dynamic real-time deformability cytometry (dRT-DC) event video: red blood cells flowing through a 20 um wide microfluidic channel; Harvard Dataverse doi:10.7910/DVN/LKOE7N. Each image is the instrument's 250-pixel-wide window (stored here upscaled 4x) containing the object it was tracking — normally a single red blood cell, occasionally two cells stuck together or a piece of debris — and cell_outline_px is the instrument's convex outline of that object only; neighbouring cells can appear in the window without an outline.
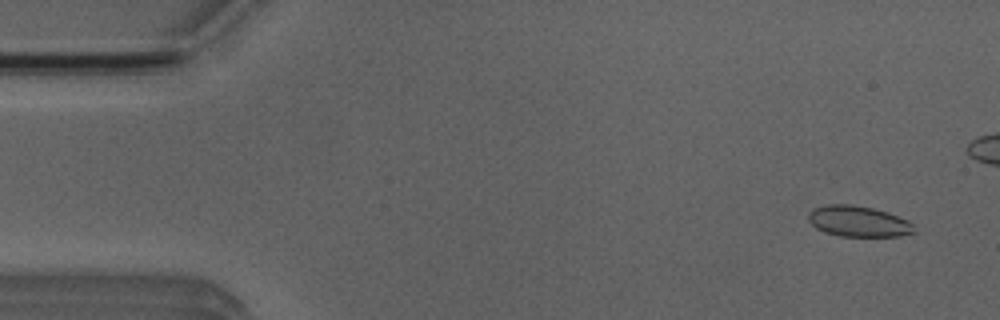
{"species": "Egyptian fruit bat (a non-hibernating species)", "species_latin": "Rousettus aegyptiacus", "temperature_condition": "room temperature", "stored_images_in_passage": 9, "camera_frame_rate_fps": 3000, "um_per_image_px": 0.085, "animal": {"sex": "male"}, "frame": {"image": 1, "passage_image": 3, "time_ms": 0.667, "image_size_px": [1000, 320], "cell_outline_px": [[916, 232], [900, 236], [840, 236], [824, 232], [816, 228], [808, 220], [808, 212], [812, 208], [828, 204], [852, 204], [872, 208], [888, 212], [908, 220], [912, 224]], "centroid_in_image_um": [72.94, 18.81], "position_along_channel_um": 12.1, "area_um2": 19.13}}